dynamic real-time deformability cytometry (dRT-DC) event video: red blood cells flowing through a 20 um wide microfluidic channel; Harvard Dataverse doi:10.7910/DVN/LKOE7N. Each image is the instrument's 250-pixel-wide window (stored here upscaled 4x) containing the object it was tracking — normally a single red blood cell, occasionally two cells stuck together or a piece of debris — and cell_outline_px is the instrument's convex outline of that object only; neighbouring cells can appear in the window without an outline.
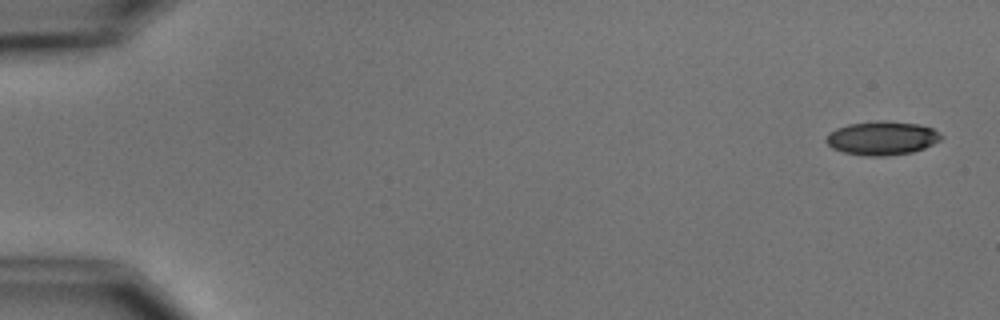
{"species": "common noctule bat (a hibernating species)", "species_latin": "Nyctalus noctula", "temperature_condition": "cold", "stored_images_in_passage": 5, "camera_frame_rate_fps": 3000, "um_per_image_px": 0.085, "animal": {"sex": "male", "body_mass_g": 15.6}, "frame": {"image": 1, "passage_image": 1, "time_ms": 0.0, "image_size_px": [1000, 320], "cell_outline_px": [[944, 136], [940, 140], [924, 148], [912, 152], [884, 156], [868, 156], [844, 152], [832, 148], [824, 140], [828, 132], [836, 128], [848, 124], [880, 120], [884, 120], [920, 124], [932, 128]], "centroid_in_image_um": [74.95, 11.73], "position_along_channel_um": 10.0, "area_um2": 22.72}}
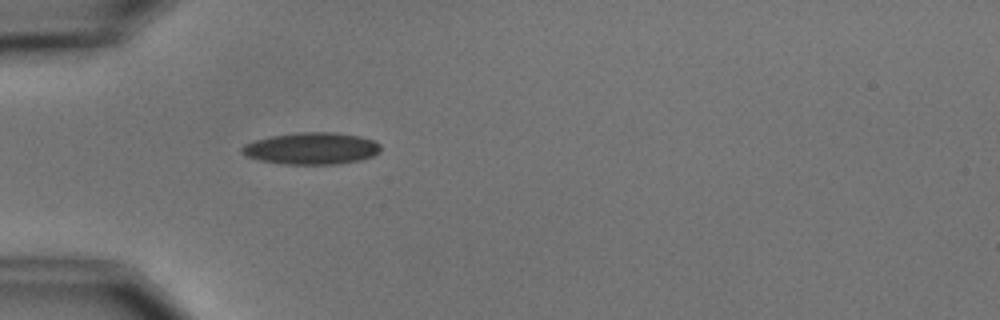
{"frame": {"image": 2, "passage_image": 5, "time_ms": 5.0, "image_size_px": [1000, 320], "cell_outline_px": [[380, 152], [372, 156], [360, 160], [336, 164], [284, 164], [260, 160], [248, 156], [240, 152], [240, 148], [244, 144], [256, 140], [272, 136], [300, 132], [336, 132], [360, 136], [372, 140], [380, 144]], "centroid_in_image_um": [26.49, 12.61], "position_along_channel_um": 58.5, "area_um2": 25.66}}